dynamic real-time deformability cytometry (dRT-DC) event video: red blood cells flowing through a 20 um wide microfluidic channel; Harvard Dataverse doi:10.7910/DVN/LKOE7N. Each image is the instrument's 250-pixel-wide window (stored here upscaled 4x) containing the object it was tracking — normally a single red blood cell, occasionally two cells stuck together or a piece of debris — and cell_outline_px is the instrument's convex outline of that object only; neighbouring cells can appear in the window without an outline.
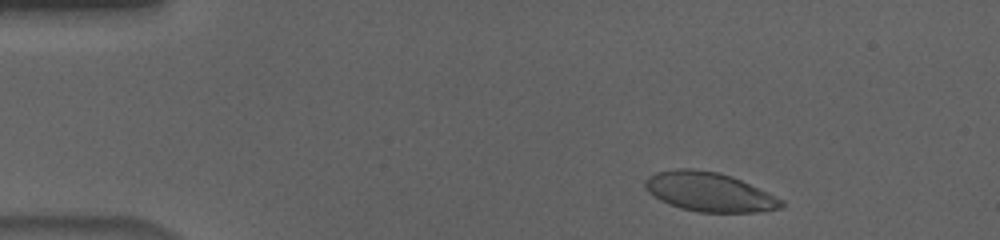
{"species": "human", "species_latin": "Homo sapiens", "temperature_condition": "cold", "stored_images_in_passage": 50, "camera_frame_rate_fps": 3000, "um_per_image_px": 0.085, "donor": {"sex": "male"}, "frame": {"image": 1, "passage_image": 2, "time_ms": 0.333, "image_size_px": [1000, 240], "cell_outline_px": [[784, 204], [780, 208], [756, 212], [696, 212], [680, 208], [668, 204], [660, 200], [648, 192], [644, 184], [644, 180], [648, 176], [656, 172], [676, 168], [692, 168], [720, 172], [732, 176], [768, 192], [784, 200]], "centroid_in_image_um": [60.26, 16.3], "position_along_channel_um": 24.7, "area_um2": 31.33}}
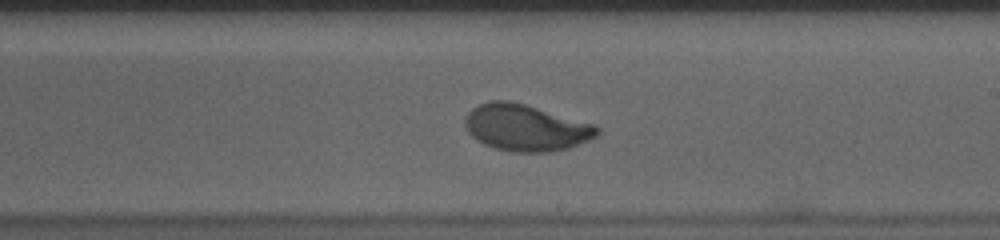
{"frame": {"image": 2, "passage_image": 27, "time_ms": 8.667, "image_size_px": [1000, 240], "cell_outline_px": [[600, 132], [596, 136], [588, 140], [568, 148], [548, 152], [512, 152], [496, 148], [484, 144], [476, 140], [468, 132], [464, 124], [464, 120], [468, 112], [472, 108], [488, 100], [508, 100], [524, 104], [596, 124], [600, 128]], "centroid_in_image_um": [44.69, 10.85], "position_along_channel_um": 244.3, "area_um2": 35.89}}
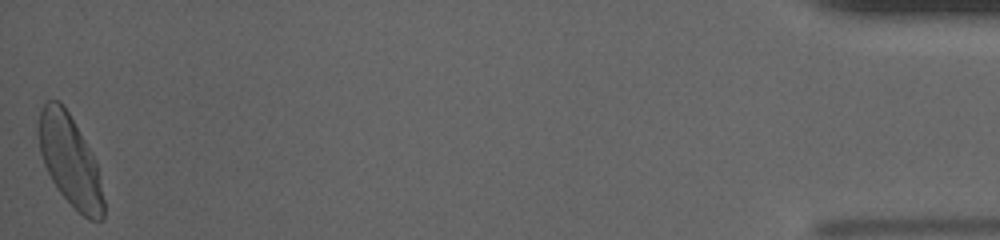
{"frame": {"image": 3, "passage_image": 50, "time_ms": 16.333, "image_size_px": [1000, 240], "cell_outline_px": [[104, 220], [88, 220], [60, 192], [52, 180], [44, 164], [40, 152], [36, 136], [36, 124], [40, 108], [48, 100], [60, 100], [68, 112], [92, 152], [96, 160], [104, 200]], "centroid_in_image_um": [5.92, 13.61], "position_along_channel_um": 429.3, "area_um2": 34.56}, "authors_computed_cell_mechanics": {"area_um2": 34.3621, "velocity_mm_per_s": 3.6146, "shape_relaxation_time_tau1_ms": 3.4369, "shape_relaxation_time_tau2_ms": null, "deformation_change_tau1": 0.1733, "deformation_change_tau2": null}}